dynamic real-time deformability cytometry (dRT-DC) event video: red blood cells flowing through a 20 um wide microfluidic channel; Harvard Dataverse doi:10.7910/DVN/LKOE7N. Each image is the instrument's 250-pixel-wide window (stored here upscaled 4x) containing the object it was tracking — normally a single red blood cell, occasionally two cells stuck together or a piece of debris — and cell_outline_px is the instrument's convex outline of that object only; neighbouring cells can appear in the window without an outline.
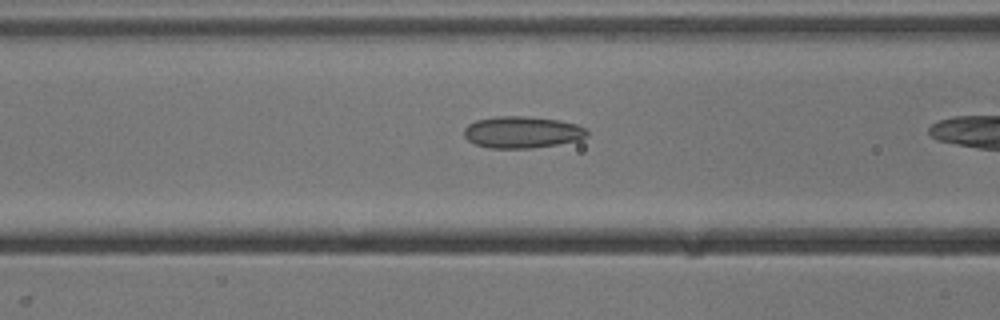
{"species": "common noctule bat (a hibernating species)", "species_latin": "Nyctalus noctula", "temperature_condition": "cold", "stored_images_in_passage": 15, "camera_frame_rate_fps": 3000, "um_per_image_px": 0.085, "animal": {"sex": "male", "body_mass_g": 13.3}, "frame": {"image": 1, "passage_image": 13, "time_ms": 4.0, "image_size_px": [1000, 320], "cell_outline_px": [[588, 136], [580, 140], [532, 148], [488, 148], [476, 144], [468, 140], [464, 136], [464, 128], [468, 124], [476, 120], [496, 116], [532, 116], [560, 120], [576, 124], [584, 128], [588, 132]], "centroid_in_image_um": [44.38, 11.23], "position_along_channel_um": 122.2, "area_um2": 22.89}}